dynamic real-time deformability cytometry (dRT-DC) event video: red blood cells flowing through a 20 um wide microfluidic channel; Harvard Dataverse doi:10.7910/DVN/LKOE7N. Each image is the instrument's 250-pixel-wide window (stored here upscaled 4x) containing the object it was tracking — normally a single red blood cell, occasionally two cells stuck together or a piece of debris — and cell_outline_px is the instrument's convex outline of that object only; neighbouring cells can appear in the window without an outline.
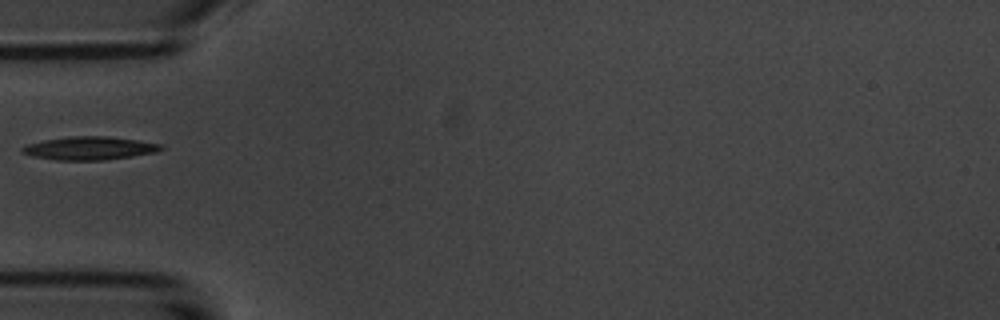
{"species": "common noctule bat (a hibernating species)", "species_latin": "Nyctalus noctula", "temperature_condition": "room temperature", "stored_images_in_passage": 2, "camera_frame_rate_fps": 3000, "um_per_image_px": 0.085, "animal": {"sex": "male", "body_mass_g": 20.1, "forearm_length_mm": 53.5}, "frame": {"image": 1, "passage_image": 1, "time_ms": 0.0, "image_size_px": [1000, 320], "cell_outline_px": [[164, 148], [156, 152], [132, 156], [104, 160], [56, 160], [32, 156], [20, 152], [20, 148], [24, 144], [44, 140], [68, 136], [104, 136], [136, 140], [160, 144]], "centroid_in_image_um": [7.53, 12.6], "position_along_channel_um": 77.5, "area_um2": 18.79}}